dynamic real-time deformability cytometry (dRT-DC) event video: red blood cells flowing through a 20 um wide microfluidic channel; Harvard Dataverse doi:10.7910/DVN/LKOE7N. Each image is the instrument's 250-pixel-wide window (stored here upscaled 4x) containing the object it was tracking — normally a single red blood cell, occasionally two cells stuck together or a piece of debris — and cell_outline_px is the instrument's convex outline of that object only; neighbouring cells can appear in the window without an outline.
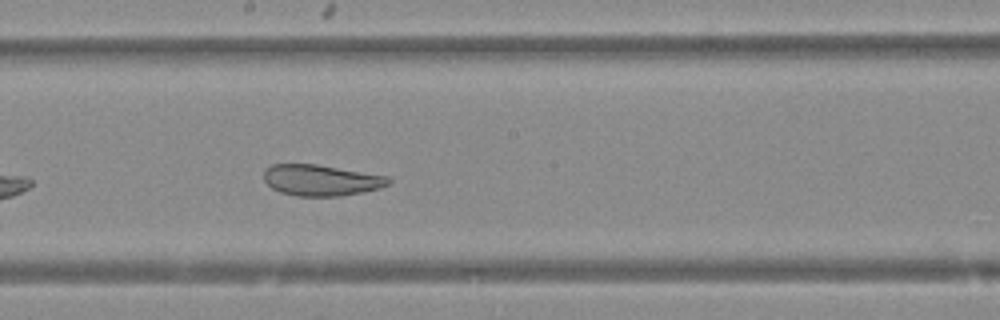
{"species": "Egyptian fruit bat (a non-hibernating species)", "species_latin": "Rousettus aegyptiacus", "temperature_condition": "warm", "stored_images_in_passage": 31, "camera_frame_rate_fps": 3000, "um_per_image_px": 0.085, "animal": {"sex": "female"}, "frame": {"image": 1, "passage_image": 14, "time_ms": 4.333, "image_size_px": [1000, 320], "cell_outline_px": [[392, 180], [388, 184], [380, 188], [364, 192], [340, 196], [296, 196], [280, 192], [272, 188], [264, 180], [264, 172], [272, 164], [316, 164], [388, 176]], "centroid_in_image_um": [27.31, 15.32], "position_along_channel_um": 220.9, "area_um2": 22.54}}
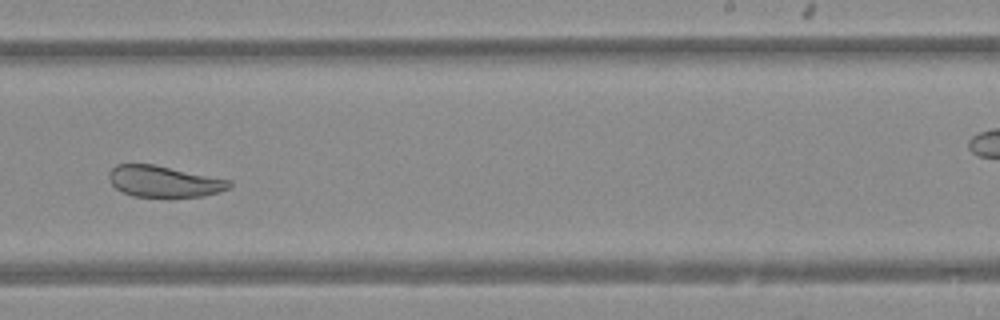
{"frame": {"image": 2, "passage_image": 18, "time_ms": 5.667, "image_size_px": [1000, 320], "cell_outline_px": [[232, 184], [228, 188], [220, 192], [204, 196], [132, 196], [116, 188], [108, 180], [108, 172], [116, 164], [152, 164], [232, 180]], "centroid_in_image_um": [13.93, 15.41], "position_along_channel_um": 275.1, "area_um2": 21.79}}